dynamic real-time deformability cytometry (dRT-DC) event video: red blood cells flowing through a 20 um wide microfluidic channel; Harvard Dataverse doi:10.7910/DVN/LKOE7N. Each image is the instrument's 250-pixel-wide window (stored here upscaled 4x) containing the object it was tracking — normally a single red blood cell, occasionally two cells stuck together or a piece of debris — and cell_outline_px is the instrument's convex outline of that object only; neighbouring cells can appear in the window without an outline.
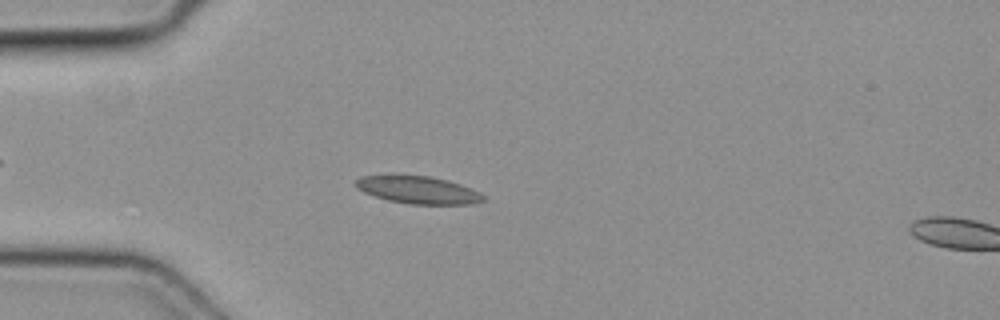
{"species": "common noctule bat (a hibernating species)", "species_latin": "Nyctalus noctula", "temperature_condition": "cold", "stored_images_in_passage": 7, "camera_frame_rate_fps": 3000, "um_per_image_px": 0.085, "animal": {"sex": "female", "body_mass_g": 19.3, "forearm_length_mm": 54.1}, "frame": {"image": 1, "passage_image": 5, "time_ms": 1.333, "image_size_px": [1000, 320], "cell_outline_px": [[488, 200], [472, 204], [408, 204], [388, 200], [364, 192], [356, 188], [356, 180], [360, 176], [388, 172], [428, 176], [460, 184], [480, 192], [488, 196]], "centroid_in_image_um": [35.51, 16.11], "position_along_channel_um": 49.5, "area_um2": 21.21}}